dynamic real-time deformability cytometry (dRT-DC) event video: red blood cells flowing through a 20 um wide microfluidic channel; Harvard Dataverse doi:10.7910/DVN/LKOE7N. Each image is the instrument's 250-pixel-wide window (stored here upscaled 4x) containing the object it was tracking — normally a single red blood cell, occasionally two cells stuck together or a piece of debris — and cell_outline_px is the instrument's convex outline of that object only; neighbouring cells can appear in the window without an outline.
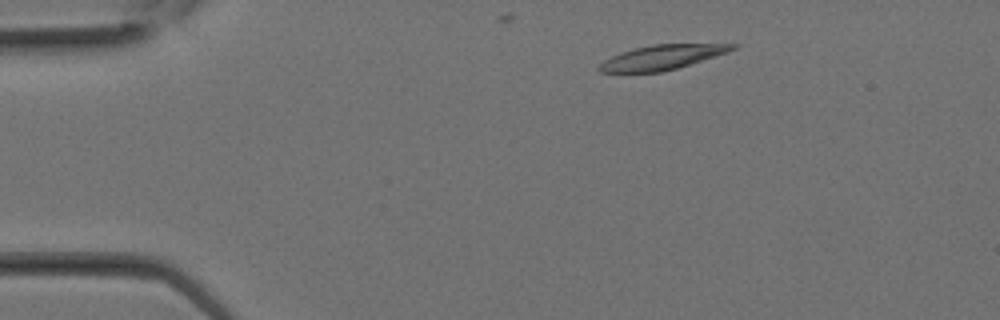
{"species": "Egyptian fruit bat (a non-hibernating species)", "species_latin": "Rousettus aegyptiacus", "temperature_condition": "room temperature", "stored_images_in_passage": 5, "camera_frame_rate_fps": 3000, "um_per_image_px": 0.085, "animal": {"sex": "female"}, "frame": {"image": 1, "passage_image": 1, "time_ms": 0.0, "image_size_px": [1000, 320], "cell_outline_px": [[740, 44], [736, 48], [728, 52], [676, 68], [660, 72], [600, 72], [596, 68], [604, 60], [620, 52], [652, 44]], "centroid_in_image_um": [56.25, 4.86], "position_along_channel_um": 28.8, "area_um2": 18.84}}
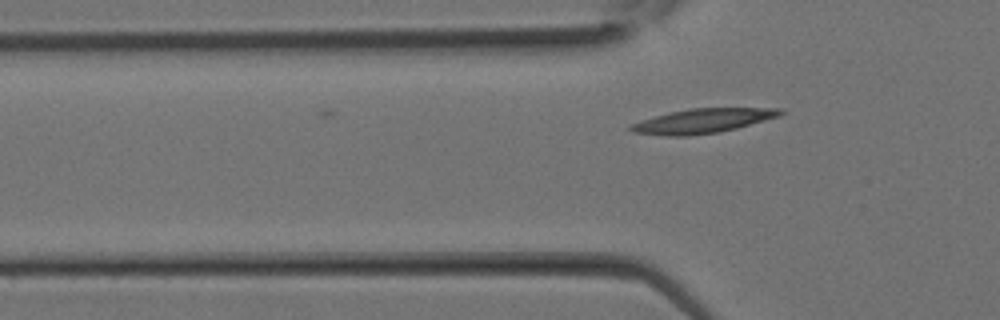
{"frame": {"image": 2, "passage_image": 5, "time_ms": 1.333, "image_size_px": [1000, 320], "cell_outline_px": [[784, 112], [780, 116], [736, 128], [720, 132], [688, 136], [668, 136], [632, 132], [628, 128], [628, 124], [668, 112], [688, 108], [784, 108]], "centroid_in_image_um": [59.7, 10.27], "position_along_channel_um": 66.1, "area_um2": 21.44}}